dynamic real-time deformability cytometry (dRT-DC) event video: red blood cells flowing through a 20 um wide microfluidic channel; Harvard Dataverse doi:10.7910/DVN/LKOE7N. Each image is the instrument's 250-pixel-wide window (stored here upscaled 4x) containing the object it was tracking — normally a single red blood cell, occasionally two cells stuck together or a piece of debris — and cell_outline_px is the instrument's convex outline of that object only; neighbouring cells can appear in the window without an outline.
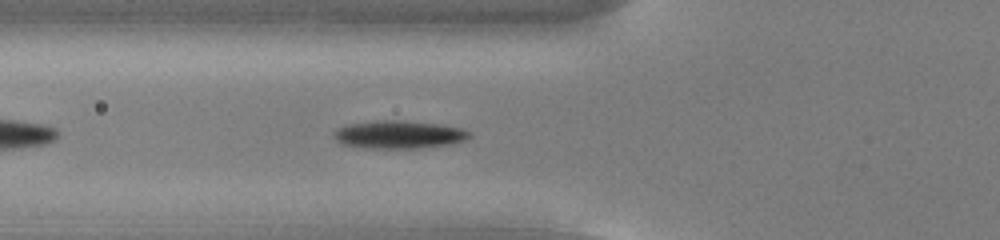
{"species": "common noctule bat (a hibernating species)", "species_latin": "Nyctalus noctula", "temperature_condition": "cold", "stored_images_in_passage": 41, "camera_frame_rate_fps": 3000, "um_per_image_px": 0.085, "animal": {"sex": "male", "body_mass_g": 13.0, "forearm_length_mm": 53.1}, "frame": {"image": 1, "passage_image": 7, "time_ms": 2.0, "image_size_px": [1000, 240], "cell_outline_px": [[472, 136], [464, 140], [448, 144], [420, 148], [364, 148], [344, 144], [336, 140], [332, 132], [348, 124], [376, 120], [404, 120], [444, 124], [464, 128], [472, 132]], "centroid_in_image_um": [33.96, 11.42], "position_along_channel_um": 91.8, "area_um2": 22.31}}
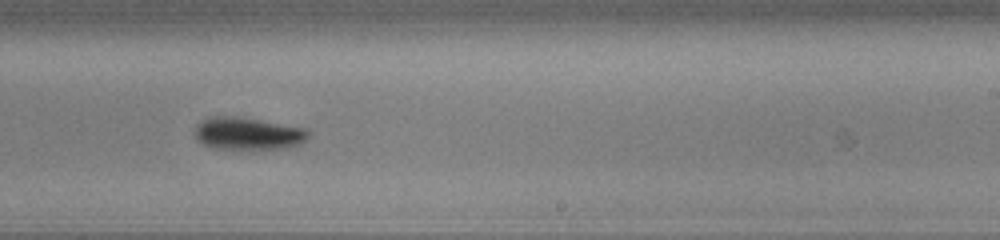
{"frame": {"image": 2, "passage_image": 21, "time_ms": 6.667, "image_size_px": [1000, 240], "cell_outline_px": [[308, 136], [300, 144], [288, 148], [212, 148], [196, 140], [196, 124], [200, 120], [208, 116], [240, 116], [308, 128]], "centroid_in_image_um": [21.06, 11.32], "position_along_channel_um": 267.9, "area_um2": 21.56}}
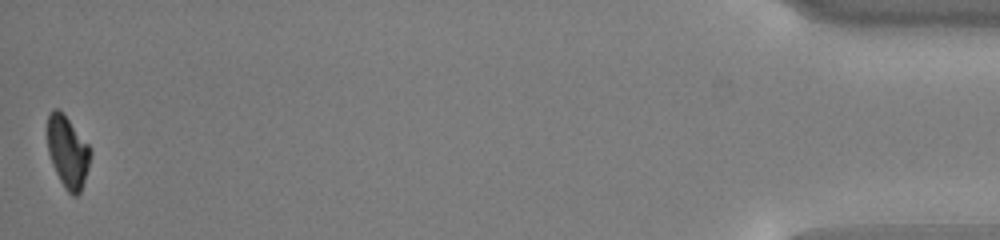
{"frame": {"image": 3, "passage_image": 41, "time_ms": 13.333, "image_size_px": [1000, 240], "cell_outline_px": [[92, 156], [80, 192], [76, 196], [72, 196], [64, 188], [52, 164], [48, 152], [48, 112], [52, 108], [60, 108], [92, 148]], "centroid_in_image_um": [5.77, 12.87], "position_along_channel_um": 429.4, "area_um2": 18.26}, "authors_computed_cell_mechanics": {"area_um2": 20.8658, "velocity_mm_per_s": 3.7786, "shape_relaxation_time_tau1_ms": 1.6862, "shape_relaxation_time_tau2_ms": null, "deformation_change_tau1": 0.1299, "deformation_change_tau2": null}}